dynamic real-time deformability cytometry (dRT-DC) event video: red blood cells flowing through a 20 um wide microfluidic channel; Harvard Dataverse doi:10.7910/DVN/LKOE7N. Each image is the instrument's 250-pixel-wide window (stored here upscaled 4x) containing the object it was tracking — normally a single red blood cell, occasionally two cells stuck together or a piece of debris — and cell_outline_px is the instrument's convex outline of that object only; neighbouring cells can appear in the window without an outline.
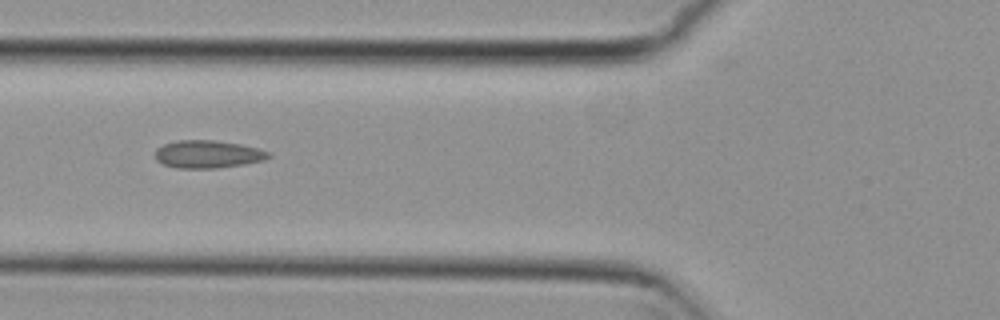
{"species": "common noctule bat (a hibernating species)", "species_latin": "Nyctalus noctula", "temperature_condition": "cold", "stored_images_in_passage": 8, "camera_frame_rate_fps": 3000, "um_per_image_px": 0.085, "animal": {"sex": "female", "body_mass_g": 29.2, "forearm_length_mm": 56.3}, "frame": {"image": 1, "passage_image": 6, "time_ms": 1.667, "image_size_px": [1000, 320], "cell_outline_px": [[272, 156], [264, 160], [244, 164], [216, 168], [176, 168], [164, 164], [156, 160], [156, 148], [164, 144], [176, 140], [216, 140], [240, 144], [272, 152]], "centroid_in_image_um": [17.68, 13.1], "position_along_channel_um": 108.1, "area_um2": 18.38}}
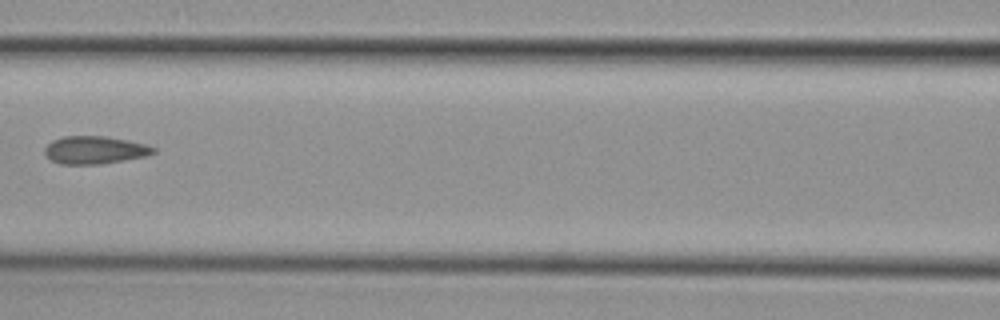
{"frame": {"image": 2, "passage_image": 7, "time_ms": 2.0, "image_size_px": [1000, 320], "cell_outline_px": [[156, 152], [144, 156], [100, 164], [60, 164], [52, 160], [44, 152], [44, 148], [52, 140], [64, 136], [104, 136], [128, 140], [144, 144], [156, 148]], "centroid_in_image_um": [8.03, 12.74], "position_along_channel_um": 158.6, "area_um2": 17.4}}
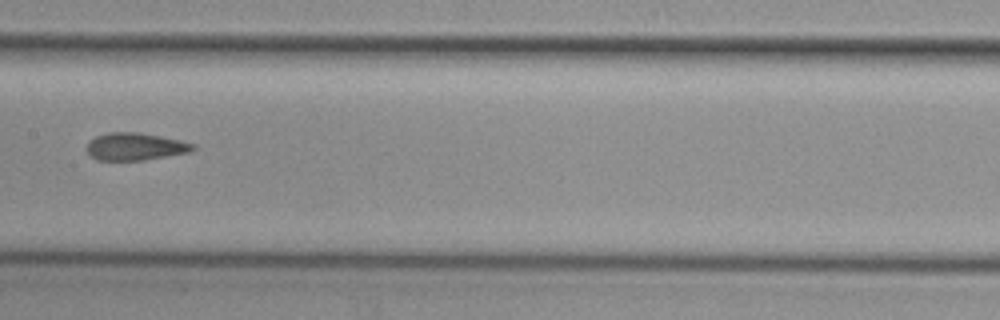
{"frame": {"image": 3, "passage_image": 8, "time_ms": 2.333, "image_size_px": [1000, 320], "cell_outline_px": [[196, 148], [188, 152], [144, 160], [96, 160], [88, 152], [88, 140], [96, 136], [108, 132], [140, 132], [180, 140], [196, 144]], "centroid_in_image_um": [11.5, 12.45], "position_along_channel_um": 195.9, "area_um2": 16.94}}